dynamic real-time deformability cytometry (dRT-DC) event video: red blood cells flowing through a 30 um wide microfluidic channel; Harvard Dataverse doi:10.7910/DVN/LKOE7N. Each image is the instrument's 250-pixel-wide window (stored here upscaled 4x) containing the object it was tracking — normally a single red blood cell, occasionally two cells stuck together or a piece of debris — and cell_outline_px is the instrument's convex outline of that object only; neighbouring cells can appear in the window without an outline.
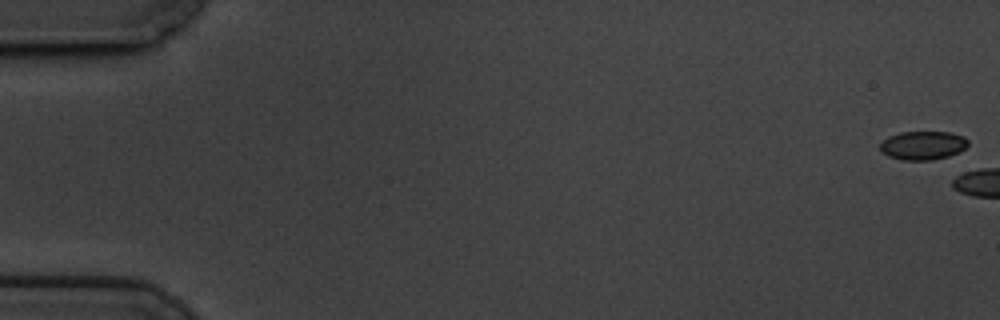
{"species": "common noctule bat (a hibernating species)", "species_latin": "Nyctalus noctula", "temperature_condition": "cold", "stored_images_in_passage": 13, "camera_frame_rate_fps": 3000, "um_per_image_px": 0.085, "animal": {"sex": "male", "body_mass_g": 19.5, "forearm_length_mm": 54.6}, "frame": {"image": 1, "passage_image": 1, "time_ms": 0.0, "image_size_px": [1000, 320], "cell_outline_px": [[968, 144], [960, 152], [948, 156], [932, 160], [900, 160], [888, 156], [880, 152], [880, 144], [888, 136], [900, 132], [948, 132], [964, 136], [968, 140]], "centroid_in_image_um": [78.43, 12.36], "position_along_channel_um": 6.6, "area_um2": 14.8}}